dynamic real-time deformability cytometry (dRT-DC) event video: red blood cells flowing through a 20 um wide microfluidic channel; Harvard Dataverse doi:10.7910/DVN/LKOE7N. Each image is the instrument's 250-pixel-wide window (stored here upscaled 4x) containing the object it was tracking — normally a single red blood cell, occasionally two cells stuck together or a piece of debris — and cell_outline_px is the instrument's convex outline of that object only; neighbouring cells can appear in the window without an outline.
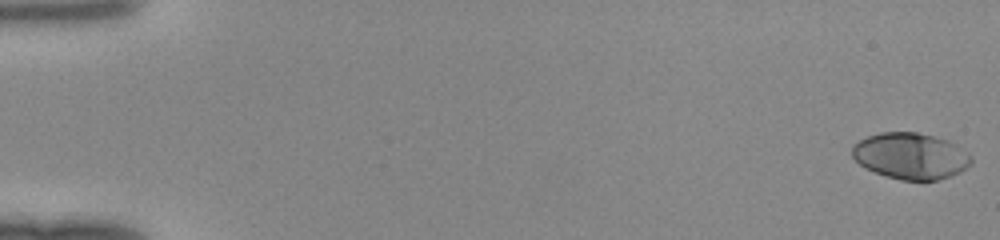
{"species": "human", "species_latin": "Homo sapiens", "temperature_condition": "room temperature", "stored_images_in_passage": 49, "camera_frame_rate_fps": 3000, "um_per_image_px": 0.085, "donor": {"sex": "female"}, "frame": {"image": 1, "passage_image": 1, "time_ms": 0.0, "image_size_px": [1000, 240], "cell_outline_px": [[972, 164], [960, 172], [936, 180], [900, 180], [884, 176], [864, 168], [852, 156], [852, 144], [868, 136], [880, 132], [916, 132], [948, 140], [956, 144], [968, 152], [972, 156]], "centroid_in_image_um": [77.4, 13.26], "position_along_channel_um": 7.6, "area_um2": 32.31}}
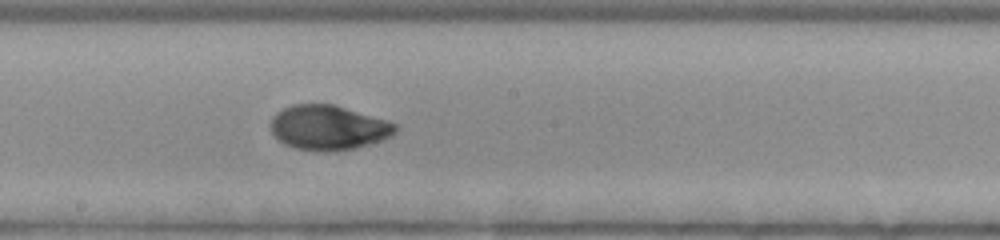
{"frame": {"image": 2, "passage_image": 28, "time_ms": 9.0, "image_size_px": [1000, 240], "cell_outline_px": [[396, 132], [392, 136], [384, 140], [352, 148], [324, 152], [296, 148], [284, 144], [272, 132], [272, 116], [276, 112], [292, 104], [332, 104], [388, 120], [396, 124]], "centroid_in_image_um": [27.93, 10.84], "position_along_channel_um": 220.3, "area_um2": 32.25}}
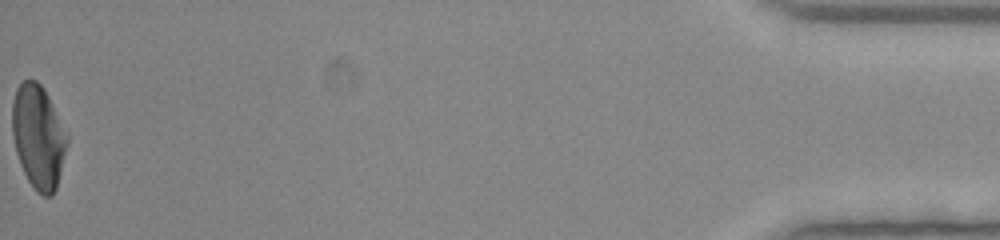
{"frame": {"image": 3, "passage_image": 49, "time_ms": 16.0, "image_size_px": [1000, 240], "cell_outline_px": [[68, 144], [56, 188], [52, 196], [44, 196], [36, 192], [28, 180], [20, 164], [16, 152], [12, 136], [12, 104], [16, 88], [24, 80], [36, 80], [44, 88], [68, 136]], "centroid_in_image_um": [3.25, 11.64], "position_along_channel_um": 432.0, "area_um2": 33.06}}